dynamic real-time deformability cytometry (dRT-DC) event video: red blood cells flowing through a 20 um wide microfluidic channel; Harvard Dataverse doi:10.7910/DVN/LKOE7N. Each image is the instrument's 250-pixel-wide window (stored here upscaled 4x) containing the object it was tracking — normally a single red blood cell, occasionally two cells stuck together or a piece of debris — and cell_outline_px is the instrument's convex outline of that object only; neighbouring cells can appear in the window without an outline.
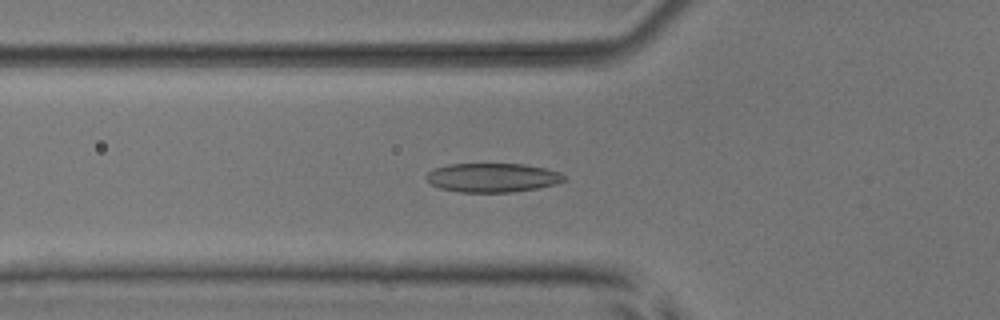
{"species": "common noctule bat (a hibernating species)", "species_latin": "Nyctalus noctula", "temperature_condition": "room temperature", "stored_images_in_passage": 53, "camera_frame_rate_fps": 3000, "um_per_image_px": 0.085, "animal": {"sex": "male", "body_mass_g": 17.9, "forearm_length_mm": 54.2}, "frame": {"image": 1, "passage_image": 19, "time_ms": 6.0, "image_size_px": [1000, 320], "cell_outline_px": [[564, 180], [556, 184], [536, 188], [512, 192], [460, 192], [440, 188], [432, 184], [424, 176], [428, 172], [436, 168], [448, 164], [524, 164], [544, 168], [560, 172], [564, 176]], "centroid_in_image_um": [41.85, 15.1], "position_along_channel_um": 84.0, "area_um2": 23.12}}
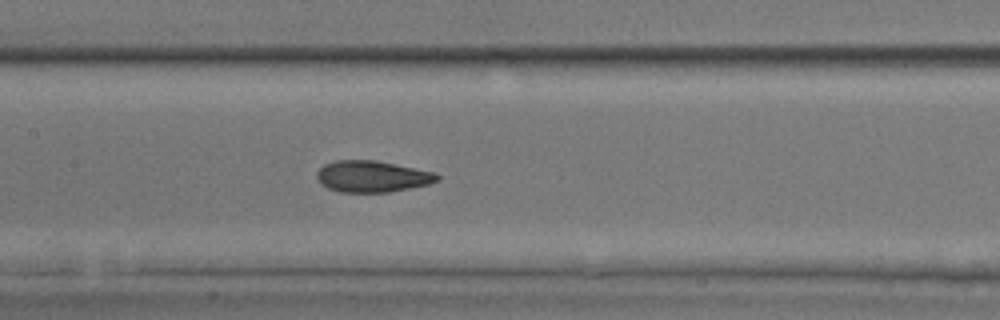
{"frame": {"image": 2, "passage_image": 26, "time_ms": 8.333, "image_size_px": [1000, 320], "cell_outline_px": [[440, 180], [428, 184], [388, 192], [340, 192], [328, 188], [320, 184], [316, 176], [316, 172], [324, 164], [336, 160], [376, 160], [432, 172], [440, 176]], "centroid_in_image_um": [31.58, 14.99], "position_along_channel_um": 175.8, "area_um2": 21.91}}
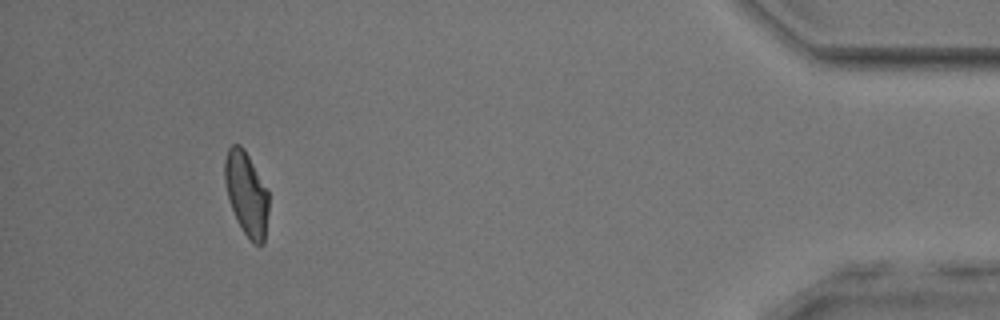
{"frame": {"image": 3, "passage_image": 49, "time_ms": 16.0, "image_size_px": [1000, 320], "cell_outline_px": [[268, 212], [264, 244], [256, 244], [244, 232], [236, 220], [228, 196], [224, 180], [224, 160], [228, 148], [232, 144], [240, 144], [244, 148], [268, 188]], "centroid_in_image_um": [20.95, 16.41], "position_along_channel_um": 414.2, "area_um2": 21.5}, "authors_computed_cell_mechanics": {"area_um2": 22.1952, "velocity_mm_per_s": 3.9276, "shape_relaxation_time_tau1_ms": 4.5334, "shape_relaxation_time_tau2_ms": 1.4302, "deformation_change_tau1": 0.1531, "deformation_change_tau2": 0.0654}}